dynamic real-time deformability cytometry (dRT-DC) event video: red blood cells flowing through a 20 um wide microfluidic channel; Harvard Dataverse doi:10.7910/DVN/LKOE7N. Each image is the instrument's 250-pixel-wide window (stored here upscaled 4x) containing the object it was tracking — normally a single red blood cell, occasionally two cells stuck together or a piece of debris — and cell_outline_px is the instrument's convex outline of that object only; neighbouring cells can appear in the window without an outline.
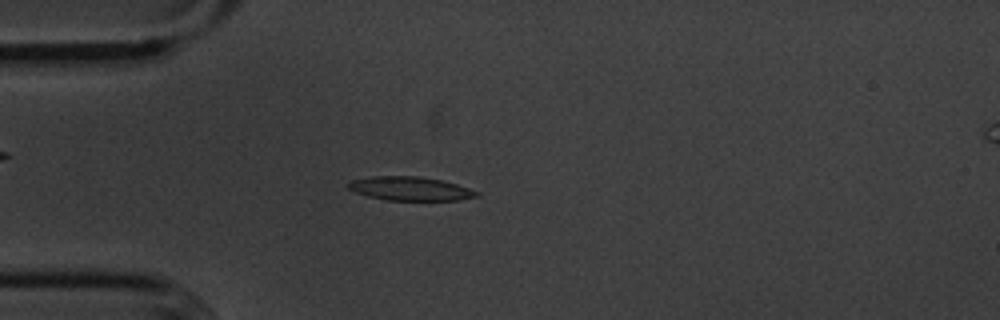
{"species": "common noctule bat (a hibernating species)", "species_latin": "Nyctalus noctula", "temperature_condition": "cold", "stored_images_in_passage": 54, "camera_frame_rate_fps": 3000, "um_per_image_px": 0.085, "animal": {"sex": "male", "body_mass_g": 20.1, "forearm_length_mm": 53.5}, "frame": {"image": 1, "passage_image": 14, "time_ms": 4.333, "image_size_px": [1000, 320], "cell_outline_px": [[480, 196], [456, 200], [384, 200], [368, 196], [356, 192], [348, 188], [348, 184], [352, 180], [372, 176], [416, 176], [440, 180], [456, 184], [480, 192]], "centroid_in_image_um": [34.87, 16.04], "position_along_channel_um": 50.1, "area_um2": 17.63}}
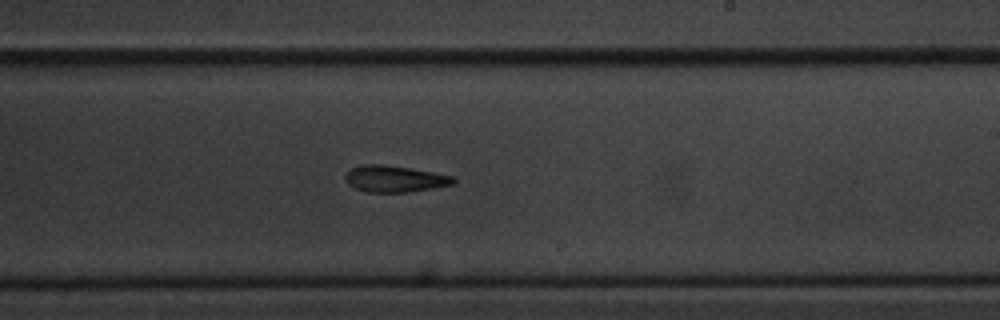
{"frame": {"image": 2, "passage_image": 32, "time_ms": 10.333, "image_size_px": [1000, 320], "cell_outline_px": [[456, 180], [452, 184], [432, 188], [408, 192], [368, 192], [356, 188], [348, 184], [344, 180], [344, 172], [360, 164], [380, 164], [408, 168], [432, 172], [452, 176]], "centroid_in_image_um": [33.47, 15.19], "position_along_channel_um": 255.5, "area_um2": 16.59}}
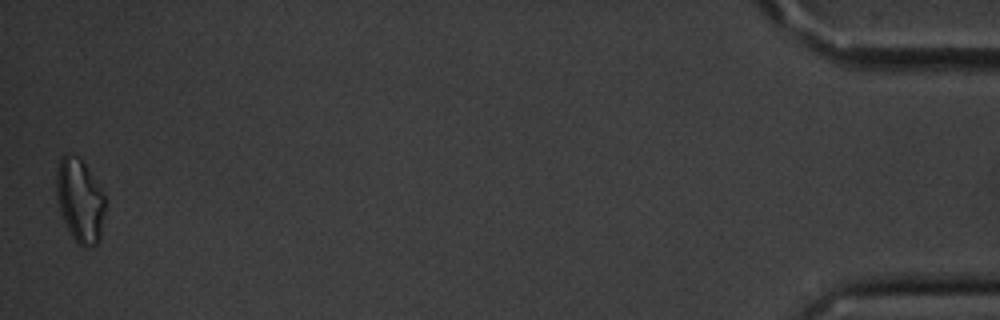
{"frame": {"image": 3, "passage_image": 54, "time_ms": 17.667, "image_size_px": [1000, 320], "cell_outline_px": [[104, 212], [100, 240], [96, 244], [88, 248], [84, 248], [72, 236], [60, 212], [56, 196], [56, 168], [60, 156], [64, 152], [68, 152], [84, 160], [104, 192]], "centroid_in_image_um": [6.78, 16.97], "position_along_channel_um": 428.4, "area_um2": 24.22}, "authors_computed_cell_mechanics": {"area_um2": 17.6579, "velocity_mm_per_s": 3.5939, "shape_relaxation_time_tau1_ms": 8.0889, "shape_relaxation_time_tau2_ms": null, "deformation_change_tau1": 0.1846, "deformation_change_tau2": null}}